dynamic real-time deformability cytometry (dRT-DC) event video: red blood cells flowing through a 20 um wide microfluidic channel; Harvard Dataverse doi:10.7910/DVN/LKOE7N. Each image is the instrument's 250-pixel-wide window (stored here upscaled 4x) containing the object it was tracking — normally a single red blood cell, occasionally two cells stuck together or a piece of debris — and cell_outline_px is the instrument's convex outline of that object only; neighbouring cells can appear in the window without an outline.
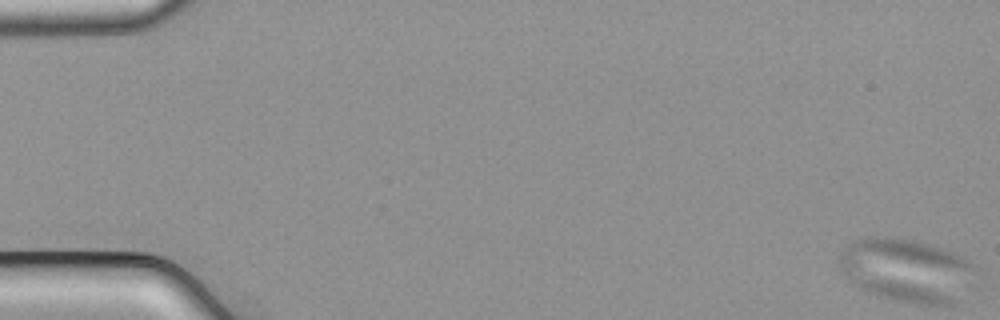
{"species": "common noctule bat (a hibernating species)", "species_latin": "Nyctalus noctula", "temperature_condition": "cold", "stored_images_in_passage": 57, "camera_frame_rate_fps": 3000, "um_per_image_px": 0.085, "animal": {"sex": "male", "body_mass_g": 21.5, "forearm_length_mm": 52.0}, "frame": {"image": 1, "passage_image": 1, "time_ms": 0.0, "image_size_px": [1000, 320], "cell_outline_px": [[980, 288], [956, 304], [908, 304], [876, 296], [852, 284], [840, 272], [840, 252], [848, 244], [864, 236], [892, 236], [916, 240], [944, 248], [956, 252], [964, 256], [980, 272]], "centroid_in_image_um": [77.24, 23.01], "position_along_channel_um": 7.8, "area_um2": 53.18}}
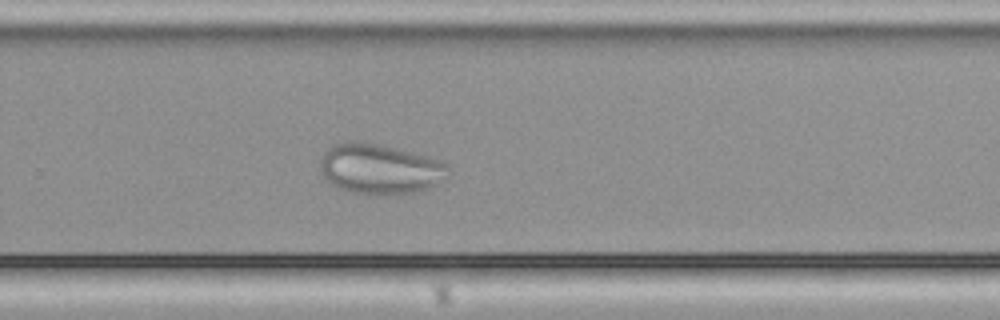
{"frame": {"image": 2, "passage_image": 38, "time_ms": 12.333, "image_size_px": [1000, 320], "cell_outline_px": [[452, 172], [448, 176], [436, 184], [428, 188], [412, 192], [380, 196], [352, 192], [336, 188], [320, 172], [320, 160], [324, 152], [332, 144], [348, 140], [356, 140], [380, 144], [444, 160], [448, 164]], "centroid_in_image_um": [32.3, 14.35], "position_along_channel_um": 297.5, "area_um2": 38.21}}
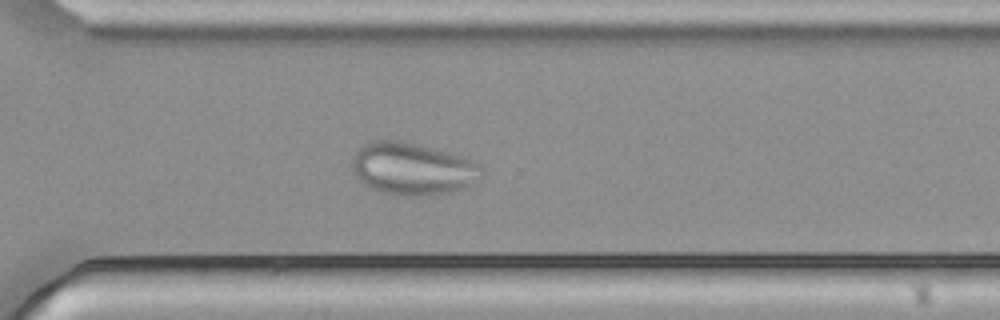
{"frame": {"image": 3, "passage_image": 41, "time_ms": 13.333, "image_size_px": [1000, 320], "cell_outline_px": [[484, 168], [480, 180], [464, 188], [452, 192], [436, 196], [404, 196], [380, 192], [368, 188], [356, 176], [352, 168], [352, 160], [356, 152], [364, 144], [376, 140], [396, 140], [416, 144], [468, 156], [476, 160]], "centroid_in_image_um": [35.15, 14.36], "position_along_channel_um": 335.5, "area_um2": 40.29}}